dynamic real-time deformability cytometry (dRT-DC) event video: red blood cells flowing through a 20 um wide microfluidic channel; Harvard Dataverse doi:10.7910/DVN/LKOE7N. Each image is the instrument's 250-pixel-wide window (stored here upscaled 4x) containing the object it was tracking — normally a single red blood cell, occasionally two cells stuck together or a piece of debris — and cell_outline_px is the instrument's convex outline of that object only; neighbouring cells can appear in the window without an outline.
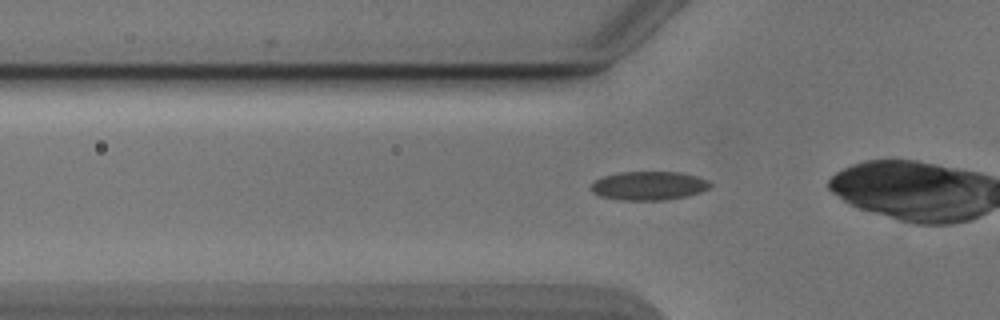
{"species": "Egyptian fruit bat (a non-hibernating species)", "species_latin": "Rousettus aegyptiacus", "temperature_condition": "cold", "stored_images_in_passage": 38, "camera_frame_rate_fps": 3000, "um_per_image_px": 0.085, "animal": {"sex": "male"}, "frame": {"image": 1, "passage_image": 13, "time_ms": 4.0, "image_size_px": [1000, 320], "cell_outline_px": [[712, 184], [708, 188], [700, 192], [684, 196], [664, 200], [620, 200], [600, 196], [592, 192], [592, 184], [596, 180], [604, 176], [620, 172], [680, 172], [696, 176], [708, 180]], "centroid_in_image_um": [55.14, 15.78], "position_along_channel_um": 70.7, "area_um2": 19.77}}
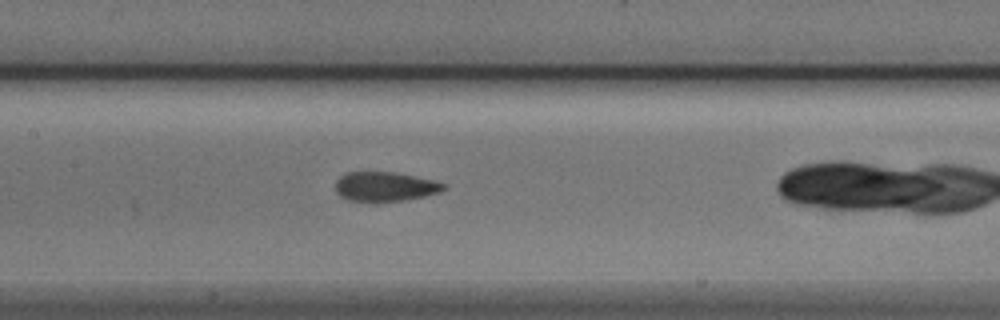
{"frame": {"image": 2, "passage_image": 21, "time_ms": 6.667, "image_size_px": [1000, 320], "cell_outline_px": [[448, 188], [440, 192], [424, 196], [404, 200], [348, 200], [340, 196], [336, 192], [336, 180], [340, 176], [348, 172], [396, 172], [432, 180], [448, 184]], "centroid_in_image_um": [32.76, 15.84], "position_along_channel_um": 174.6, "area_um2": 18.32}}
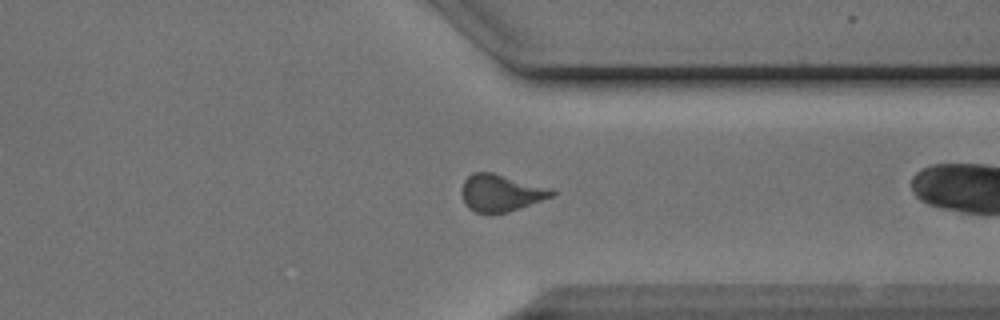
{"frame": {"image": 3, "passage_image": 36, "time_ms": 11.667, "image_size_px": [1000, 320], "cell_outline_px": [[556, 192], [552, 196], [520, 208], [508, 212], [476, 212], [468, 208], [464, 204], [460, 192], [464, 180], [472, 172], [492, 172], [552, 188]], "centroid_in_image_um": [42.54, 16.38], "position_along_channel_um": 368.9, "area_um2": 19.42}}